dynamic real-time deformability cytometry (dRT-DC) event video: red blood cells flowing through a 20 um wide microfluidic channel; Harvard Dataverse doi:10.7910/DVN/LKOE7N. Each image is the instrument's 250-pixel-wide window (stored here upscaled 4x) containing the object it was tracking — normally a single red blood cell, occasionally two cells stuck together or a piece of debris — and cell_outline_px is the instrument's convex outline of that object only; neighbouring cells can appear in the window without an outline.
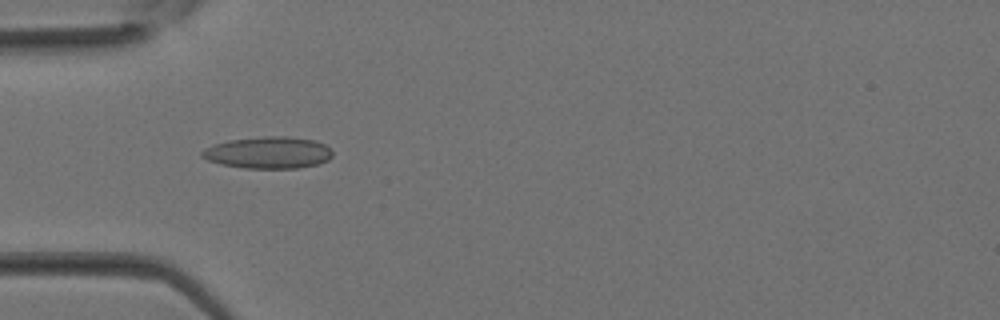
{"species": "Egyptian fruit bat (a non-hibernating species)", "species_latin": "Rousettus aegyptiacus", "temperature_condition": "room temperature", "stored_images_in_passage": 26, "camera_frame_rate_fps": 3000, "um_per_image_px": 0.085, "animal": {"sex": "female"}, "frame": {"image": 1, "passage_image": 1, "time_ms": 0.0, "image_size_px": [1000, 320], "cell_outline_px": [[332, 156], [328, 160], [316, 164], [296, 168], [244, 168], [224, 164], [208, 160], [200, 156], [200, 152], [204, 148], [228, 140], [264, 136], [288, 136], [316, 140], [332, 148]], "centroid_in_image_um": [22.82, 12.96], "position_along_channel_um": 62.2, "area_um2": 24.22}}
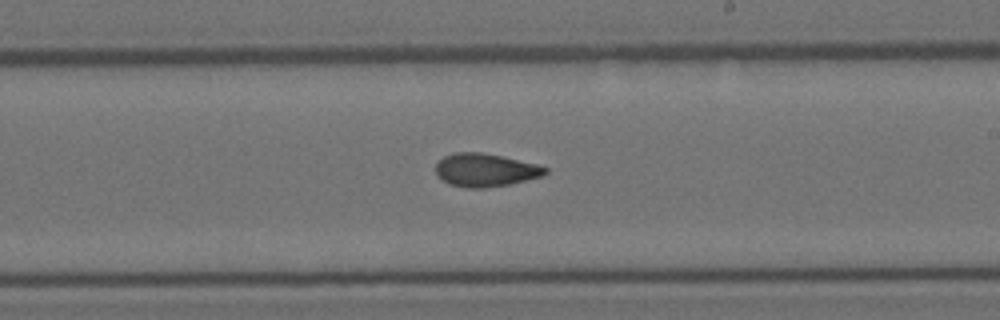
{"frame": {"image": 2, "passage_image": 11, "time_ms": 3.333, "image_size_px": [1000, 320], "cell_outline_px": [[548, 172], [544, 176], [508, 184], [484, 188], [468, 188], [448, 184], [440, 180], [436, 172], [436, 164], [444, 156], [456, 152], [480, 152], [500, 156], [536, 164], [548, 168]], "centroid_in_image_um": [41.24, 14.46], "position_along_channel_um": 247.8, "area_um2": 21.1}}
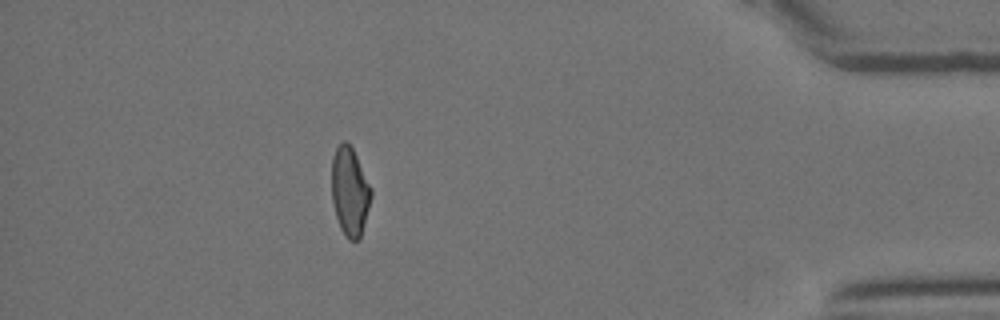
{"frame": {"image": 3, "passage_image": 22, "time_ms": 7.0, "image_size_px": [1000, 320], "cell_outline_px": [[372, 196], [360, 240], [348, 240], [344, 236], [340, 228], [336, 216], [332, 200], [332, 156], [336, 148], [344, 140], [352, 148], [372, 188]], "centroid_in_image_um": [29.74, 16.32], "position_along_channel_um": 405.5, "area_um2": 20.4}}